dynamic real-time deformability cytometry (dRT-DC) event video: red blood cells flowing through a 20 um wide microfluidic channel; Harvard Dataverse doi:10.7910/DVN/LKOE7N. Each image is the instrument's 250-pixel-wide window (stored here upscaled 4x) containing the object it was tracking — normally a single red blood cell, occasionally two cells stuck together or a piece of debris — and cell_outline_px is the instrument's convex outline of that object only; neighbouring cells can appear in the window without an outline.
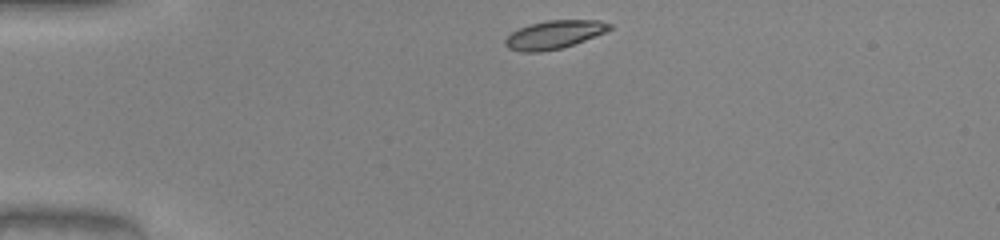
{"species": "common noctule bat (a hibernating species)", "species_latin": "Nyctalus noctula", "temperature_condition": "warm", "stored_images_in_passage": 33, "camera_frame_rate_fps": 3000, "um_per_image_px": 0.085, "animal": {"sex": "male", "body_mass_g": 20.0, "forearm_length_mm": 53.3}, "frame": {"image": 1, "passage_image": 1, "time_ms": 0.0, "image_size_px": [1000, 240], "cell_outline_px": [[612, 28], [604, 32], [584, 40], [560, 48], [540, 52], [520, 52], [508, 48], [504, 44], [504, 40], [512, 32], [520, 28], [532, 24], [548, 20], [600, 20], [612, 24]], "centroid_in_image_um": [47.09, 2.94], "position_along_channel_um": 37.9, "area_um2": 16.94}}
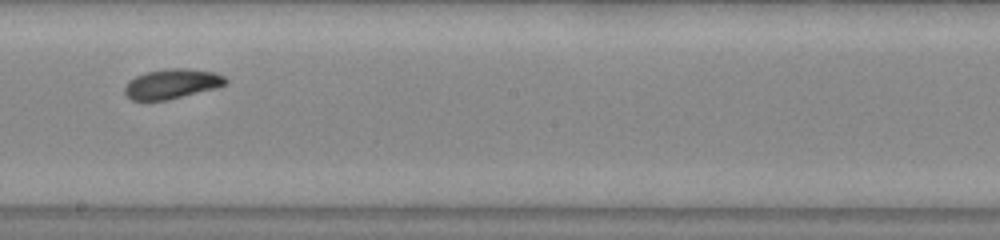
{"frame": {"image": 2, "passage_image": 19, "time_ms": 6.0, "image_size_px": [1000, 240], "cell_outline_px": [[228, 80], [224, 84], [216, 88], [168, 100], [132, 100], [124, 92], [124, 88], [128, 80], [136, 76], [148, 72], [164, 68], [184, 68], [216, 72], [224, 76]], "centroid_in_image_um": [14.61, 7.12], "position_along_channel_um": 233.6, "area_um2": 17.51}}
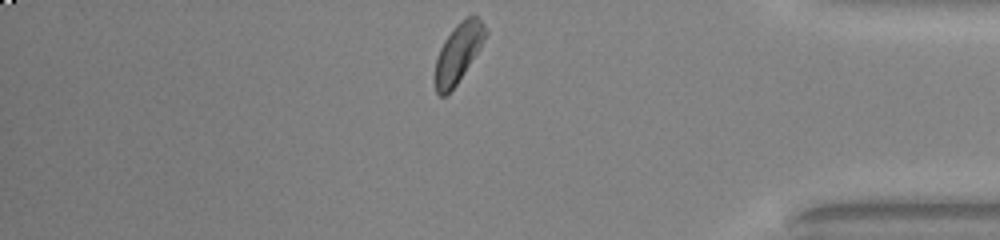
{"frame": {"image": 3, "passage_image": 33, "time_ms": 10.667, "image_size_px": [1000, 240], "cell_outline_px": [[488, 32], [480, 48], [456, 84], [444, 96], [440, 96], [436, 92], [432, 80], [436, 60], [440, 48], [444, 40], [456, 24], [460, 20], [468, 16], [476, 16], [484, 24]], "centroid_in_image_um": [38.91, 4.51], "position_along_channel_um": 396.3, "area_um2": 17.34}, "authors_computed_cell_mechanics": {"area_um2": 17.1666, "velocity_mm_per_s": 4.0263, "shape_relaxation_time_tau1_ms": 2.5915, "shape_relaxation_time_tau2_ms": 3.8574, "deformation_change_tau1": 0.106, "deformation_change_tau2": 0.0799}}